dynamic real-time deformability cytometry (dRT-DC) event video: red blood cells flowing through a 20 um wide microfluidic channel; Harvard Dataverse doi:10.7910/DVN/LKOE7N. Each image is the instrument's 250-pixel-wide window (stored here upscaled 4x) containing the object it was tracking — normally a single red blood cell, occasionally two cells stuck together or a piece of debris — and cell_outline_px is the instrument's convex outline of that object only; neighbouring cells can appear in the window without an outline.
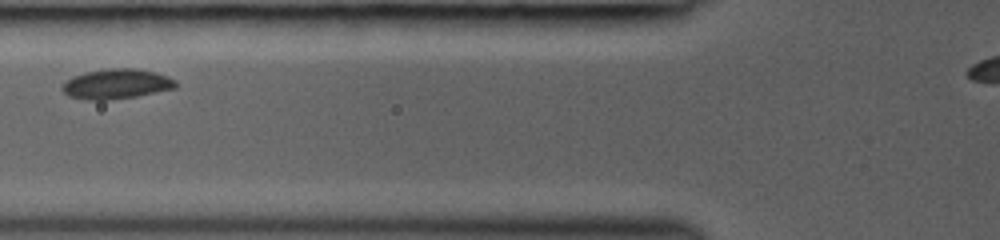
{"species": "common noctule bat (a hibernating species)", "species_latin": "Nyctalus noctula", "temperature_condition": "room temperature", "stored_images_in_passage": 5, "camera_frame_rate_fps": 3000, "um_per_image_px": 0.085, "animal": {"sex": "female", "body_mass_g": 19.0, "forearm_length_mm": 53.3}, "frame": {"image": 1, "passage_image": 3, "time_ms": 2.0, "image_size_px": [1000, 240], "cell_outline_px": [[176, 88], [136, 96], [108, 100], [84, 100], [68, 96], [60, 88], [64, 80], [72, 76], [84, 72], [112, 68], [132, 68], [156, 72], [168, 76], [176, 80]], "centroid_in_image_um": [9.85, 7.14], "position_along_channel_um": 115.9, "area_um2": 20.0}}
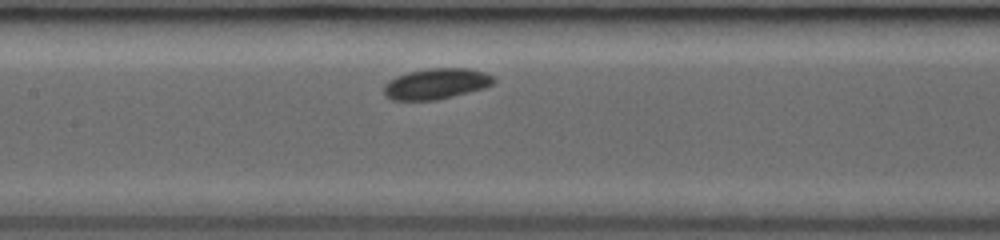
{"frame": {"image": 2, "passage_image": 5, "time_ms": 3.333, "image_size_px": [1000, 240], "cell_outline_px": [[496, 80], [492, 84], [484, 88], [436, 100], [392, 100], [384, 96], [384, 84], [388, 80], [396, 76], [408, 72], [428, 68], [468, 68], [484, 72], [492, 76]], "centroid_in_image_um": [37.04, 7.12], "position_along_channel_um": 170.4, "area_um2": 19.71}}